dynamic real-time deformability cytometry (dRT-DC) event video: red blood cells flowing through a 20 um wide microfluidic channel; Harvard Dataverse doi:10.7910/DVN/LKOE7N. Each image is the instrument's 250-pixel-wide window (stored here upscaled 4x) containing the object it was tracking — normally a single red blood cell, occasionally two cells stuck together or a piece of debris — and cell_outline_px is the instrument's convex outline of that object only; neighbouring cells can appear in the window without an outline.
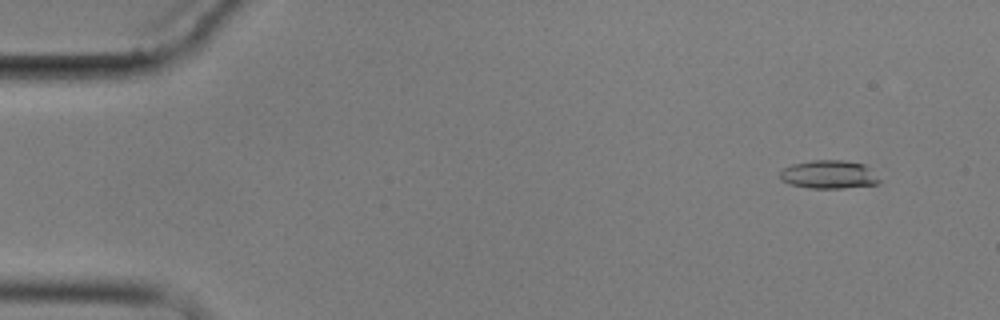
{"species": "common noctule bat (a hibernating species)", "species_latin": "Nyctalus noctula", "temperature_condition": "cold", "stored_images_in_passage": 7, "camera_frame_rate_fps": 3000, "um_per_image_px": 0.085, "animal": {"sex": "male", "body_mass_g": 17.9}, "frame": {"image": 1, "passage_image": 2, "time_ms": 1.0, "image_size_px": [1000, 320], "cell_outline_px": [[880, 180], [876, 184], [844, 188], [812, 188], [788, 184], [780, 180], [780, 172], [784, 168], [792, 164], [812, 160], [844, 160], [864, 164]], "centroid_in_image_um": [70.41, 14.83], "position_along_channel_um": 14.6, "area_um2": 16.3}}
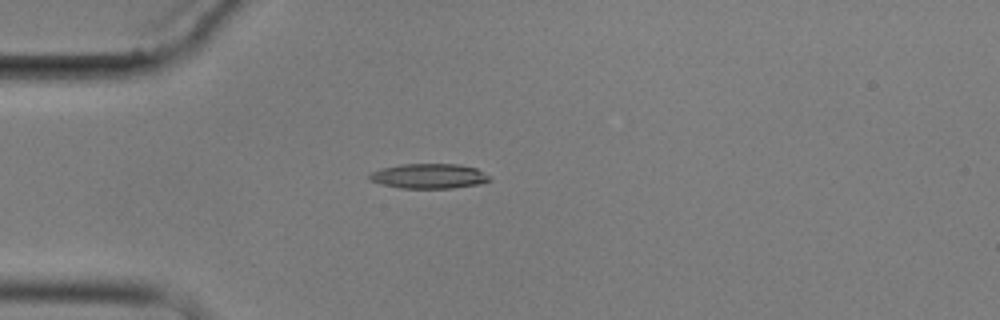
{"frame": {"image": 2, "passage_image": 5, "time_ms": 4.667, "image_size_px": [1000, 320], "cell_outline_px": [[492, 180], [480, 184], [452, 188], [400, 188], [380, 184], [372, 180], [368, 176], [372, 172], [384, 168], [400, 164], [460, 164], [476, 168], [492, 176]], "centroid_in_image_um": [36.53, 14.97], "position_along_channel_um": 48.5, "area_um2": 17.46}}
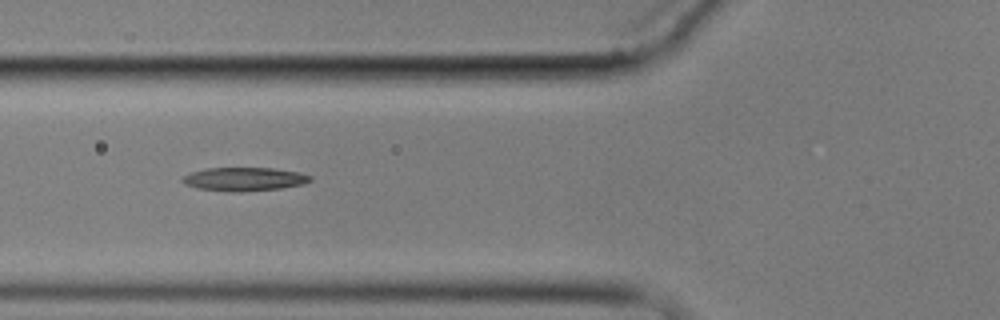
{"frame": {"image": 3, "passage_image": 7, "time_ms": 6.667, "image_size_px": [1000, 320], "cell_outline_px": [[312, 180], [304, 184], [280, 188], [240, 192], [232, 192], [196, 188], [184, 184], [180, 180], [184, 176], [192, 172], [204, 168], [272, 168], [300, 172], [312, 176]], "centroid_in_image_um": [20.76, 15.22], "position_along_channel_um": 105.0, "area_um2": 17.63}}